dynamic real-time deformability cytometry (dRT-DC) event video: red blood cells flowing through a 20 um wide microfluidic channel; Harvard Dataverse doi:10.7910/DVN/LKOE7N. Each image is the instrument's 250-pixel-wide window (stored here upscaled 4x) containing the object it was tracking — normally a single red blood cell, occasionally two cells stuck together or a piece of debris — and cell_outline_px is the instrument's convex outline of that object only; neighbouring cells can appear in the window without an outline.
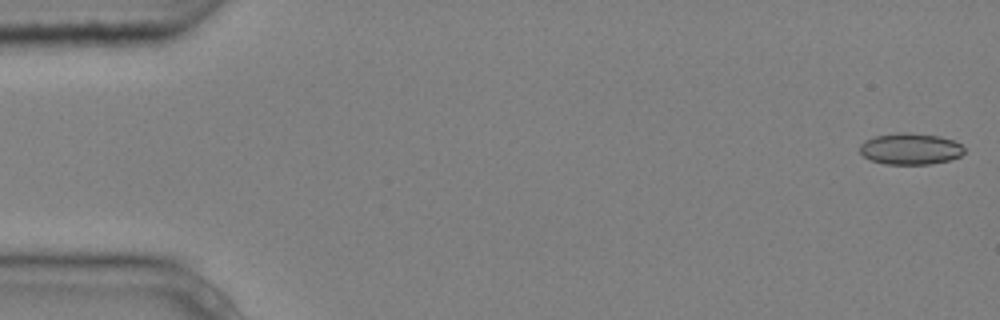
{"species": "common noctule bat (a hibernating species)", "species_latin": "Nyctalus noctula", "temperature_condition": "cold", "stored_images_in_passage": 5, "camera_frame_rate_fps": 3000, "um_per_image_px": 0.085, "animal": {"sex": "male", "body_mass_g": 20.4}, "frame": {"image": 1, "passage_image": 1, "time_ms": 0.0, "image_size_px": [1000, 320], "cell_outline_px": [[964, 152], [960, 156], [948, 160], [928, 164], [884, 164], [872, 160], [864, 156], [860, 152], [860, 144], [864, 140], [876, 136], [896, 132], [912, 132], [940, 136], [952, 140], [960, 144], [964, 148]], "centroid_in_image_um": [77.36, 12.64], "position_along_channel_um": 7.6, "area_um2": 19.13}}
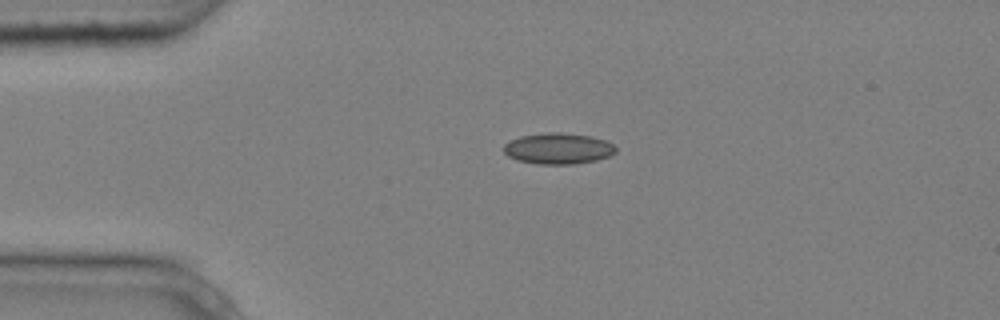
{"frame": {"image": 2, "passage_image": 4, "time_ms": 1.0, "image_size_px": [1000, 320], "cell_outline_px": [[616, 152], [608, 156], [596, 160], [572, 164], [536, 164], [516, 160], [508, 156], [504, 152], [504, 144], [520, 136], [544, 132], [560, 132], [592, 136], [604, 140], [612, 144], [616, 148]], "centroid_in_image_um": [47.42, 12.62], "position_along_channel_um": 37.6, "area_um2": 20.29}}